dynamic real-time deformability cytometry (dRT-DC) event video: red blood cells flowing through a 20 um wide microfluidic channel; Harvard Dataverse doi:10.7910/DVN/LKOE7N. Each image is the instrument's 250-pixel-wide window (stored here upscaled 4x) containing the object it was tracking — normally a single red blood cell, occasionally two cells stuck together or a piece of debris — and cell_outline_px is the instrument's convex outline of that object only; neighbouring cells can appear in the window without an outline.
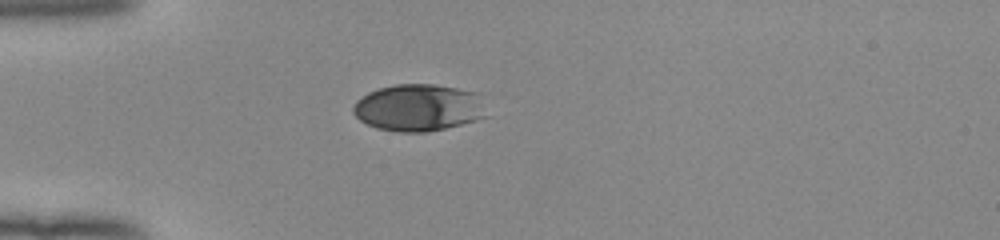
{"species": "human", "species_latin": "Homo sapiens", "temperature_condition": "room temperature", "stored_images_in_passage": 38, "camera_frame_rate_fps": 3000, "um_per_image_px": 0.085, "donor": {"sex": "female"}, "frame": {"image": 1, "passage_image": 1, "time_ms": 0.0, "image_size_px": [1000, 240], "cell_outline_px": [[492, 116], [428, 132], [396, 132], [376, 128], [360, 120], [352, 112], [352, 108], [356, 100], [368, 92], [380, 88], [396, 84], [432, 84], [480, 92]], "centroid_in_image_um": [35.66, 9.15], "position_along_channel_um": 49.3, "area_um2": 37.22}}
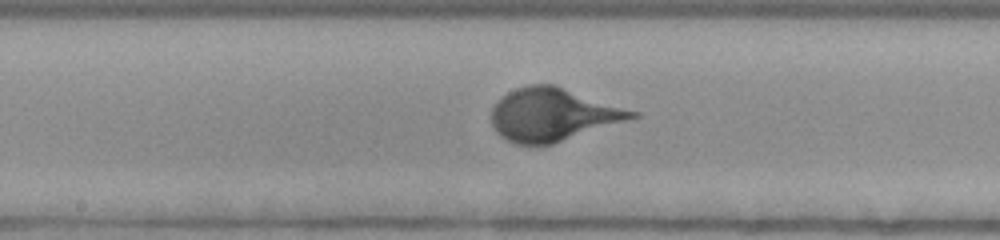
{"frame": {"image": 2, "passage_image": 14, "time_ms": 4.333, "image_size_px": [1000, 240], "cell_outline_px": [[640, 116], [552, 144], [532, 148], [516, 144], [500, 136], [492, 128], [492, 108], [508, 92], [516, 88], [528, 84], [552, 84], [640, 112]], "centroid_in_image_um": [46.97, 9.77], "position_along_channel_um": 201.2, "area_um2": 43.35}}
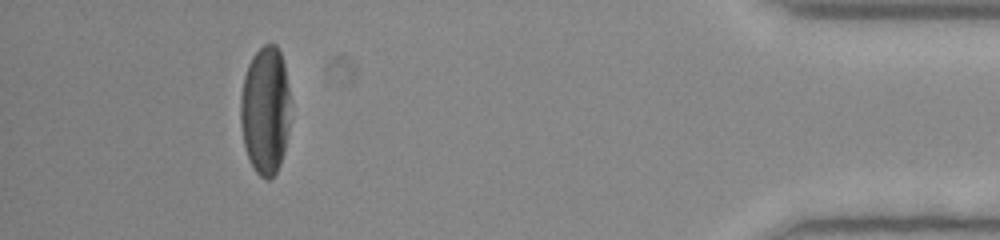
{"frame": {"image": 3, "passage_image": 34, "time_ms": 11.0, "image_size_px": [1000, 240], "cell_outline_px": [[288, 128], [284, 152], [280, 164], [276, 172], [268, 180], [264, 180], [256, 172], [248, 160], [244, 144], [240, 120], [240, 96], [244, 76], [248, 64], [252, 56], [264, 44], [276, 44], [280, 52], [284, 64], [288, 88]], "centroid_in_image_um": [22.52, 9.39], "position_along_channel_um": 412.7, "area_um2": 37.17}}